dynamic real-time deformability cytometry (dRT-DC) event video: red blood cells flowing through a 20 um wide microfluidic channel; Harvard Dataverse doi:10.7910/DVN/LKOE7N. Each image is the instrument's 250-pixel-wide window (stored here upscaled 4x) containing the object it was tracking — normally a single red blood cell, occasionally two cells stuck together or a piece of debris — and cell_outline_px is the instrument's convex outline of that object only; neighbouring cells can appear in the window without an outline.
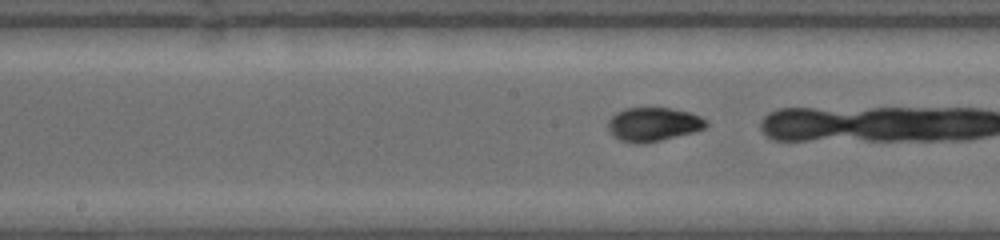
{"species": "common noctule bat (a hibernating species)", "species_latin": "Nyctalus noctula", "temperature_condition": "warm", "stored_images_in_passage": 52, "camera_frame_rate_fps": 5000, "um_per_image_px": 0.085, "animal": {"sex": "female", "body_mass_g": 19.0, "forearm_length_mm": 53.3}, "frame": {"image": 1, "passage_image": 26, "time_ms": 3.4, "image_size_px": [1000, 240], "cell_outline_px": [[708, 124], [704, 128], [692, 132], [644, 144], [636, 144], [620, 140], [608, 132], [608, 120], [616, 112], [624, 108], [672, 108], [688, 112], [700, 116], [708, 120]], "centroid_in_image_um": [55.5, 10.56], "position_along_channel_um": 192.7, "area_um2": 19.36}}
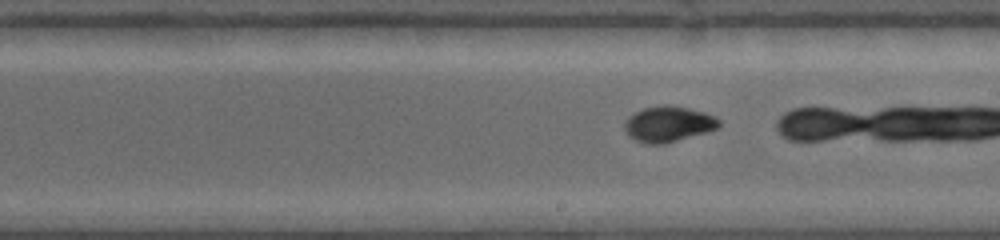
{"frame": {"image": 2, "passage_image": 34, "time_ms": 4.4, "image_size_px": [1000, 240], "cell_outline_px": [[720, 124], [716, 128], [708, 132], [664, 144], [644, 144], [628, 136], [624, 128], [624, 120], [628, 116], [644, 108], [668, 104], [688, 108], [704, 112], [716, 116], [720, 120]], "centroid_in_image_um": [56.8, 10.55], "position_along_channel_um": 232.2, "area_um2": 19.77}}